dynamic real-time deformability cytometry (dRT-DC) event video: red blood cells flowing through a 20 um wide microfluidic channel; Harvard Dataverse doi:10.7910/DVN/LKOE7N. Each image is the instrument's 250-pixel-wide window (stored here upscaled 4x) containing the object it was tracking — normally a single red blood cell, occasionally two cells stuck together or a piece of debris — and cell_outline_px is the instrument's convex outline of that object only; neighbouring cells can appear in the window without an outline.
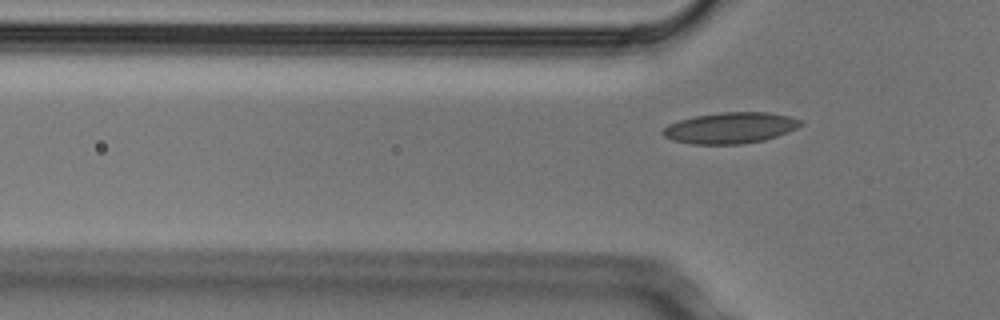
{"species": "Egyptian fruit bat (a non-hibernating species)", "species_latin": "Rousettus aegyptiacus", "temperature_condition": "cold", "stored_images_in_passage": 7, "segment_of_instrument_passage": [2, 2], "camera_frame_rate_fps": 3000, "um_per_image_px": 0.085, "animal": {"sex": "male"}, "frame": {"image": 1, "passage_image": 7, "time_ms": 2.0, "image_size_px": [1000, 320], "cell_outline_px": [[804, 124], [788, 132], [764, 140], [740, 144], [692, 144], [672, 140], [664, 136], [660, 132], [668, 124], [680, 120], [696, 116], [720, 112], [768, 112], [788, 116], [804, 120]], "centroid_in_image_um": [62.09, 10.87], "position_along_channel_um": 63.7, "area_um2": 24.97}}